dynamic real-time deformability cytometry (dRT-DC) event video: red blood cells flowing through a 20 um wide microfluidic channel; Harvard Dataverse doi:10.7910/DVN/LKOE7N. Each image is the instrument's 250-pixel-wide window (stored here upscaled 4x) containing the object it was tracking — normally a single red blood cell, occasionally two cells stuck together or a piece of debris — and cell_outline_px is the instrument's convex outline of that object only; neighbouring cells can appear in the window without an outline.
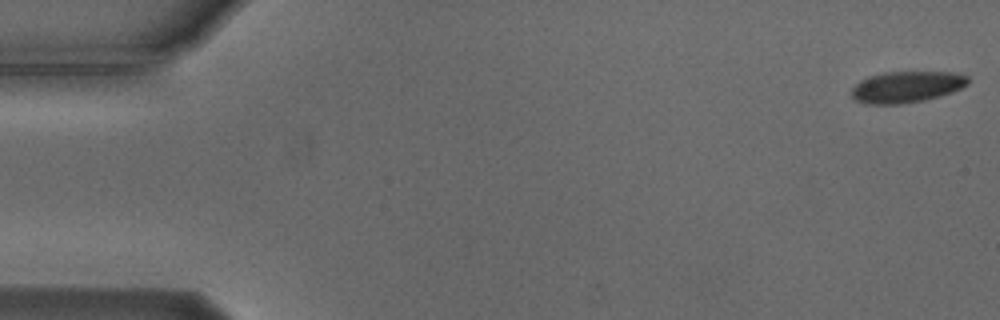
{"species": "Egyptian fruit bat (a non-hibernating species)", "species_latin": "Rousettus aegyptiacus", "temperature_condition": "cold", "stored_images_in_passage": 55, "camera_frame_rate_fps": 3000, "um_per_image_px": 0.085, "animal": {"sex": "male"}, "frame": {"image": 1, "passage_image": 1, "time_ms": 0.0, "image_size_px": [1000, 320], "cell_outline_px": [[968, 84], [952, 92], [940, 96], [924, 100], [900, 104], [864, 104], [856, 100], [852, 96], [852, 88], [860, 80], [868, 76], [884, 72], [952, 72], [968, 76]], "centroid_in_image_um": [77.04, 7.38], "position_along_channel_um": 8.0, "area_um2": 21.27}}
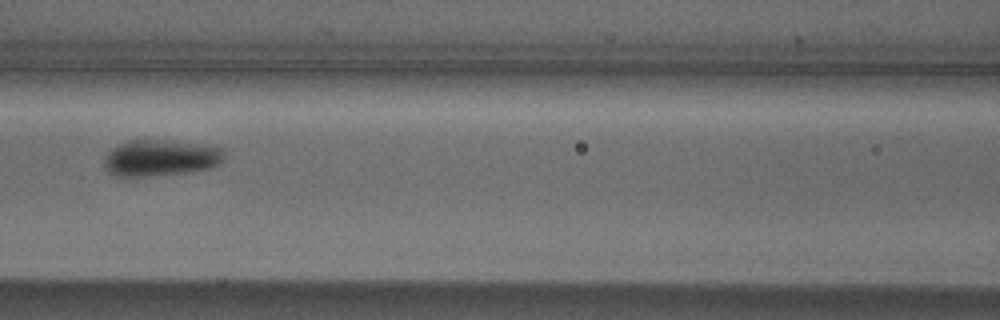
{"frame": {"image": 2, "passage_image": 24, "time_ms": 7.667, "image_size_px": [1000, 320], "cell_outline_px": [[224, 160], [220, 164], [212, 168], [128, 180], [124, 180], [108, 172], [104, 168], [104, 156], [112, 148], [128, 140], [164, 140], [204, 144], [224, 148]], "centroid_in_image_um": [13.6, 13.46], "position_along_channel_um": 153.0, "area_um2": 26.36}}
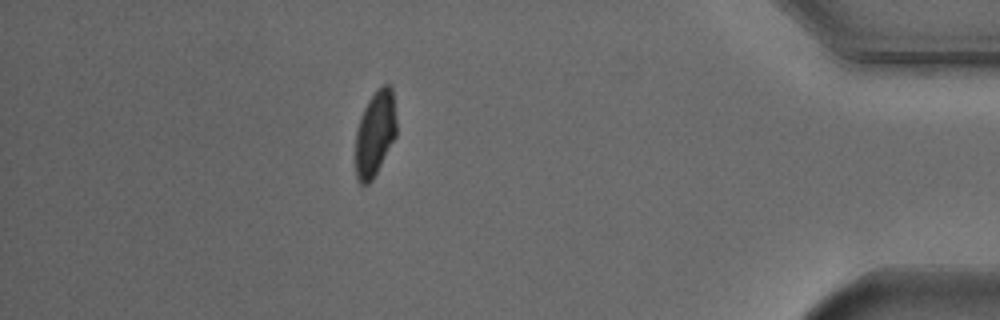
{"frame": {"image": 3, "passage_image": 48, "time_ms": 15.667, "image_size_px": [1000, 320], "cell_outline_px": [[396, 136], [372, 180], [368, 184], [360, 184], [356, 176], [356, 132], [360, 116], [368, 100], [384, 84], [388, 84], [392, 88], [396, 116]], "centroid_in_image_um": [31.88, 11.35], "position_along_channel_um": 403.3, "area_um2": 20.17}, "authors_computed_cell_mechanics": {"area_um2": 22.831, "velocity_mm_per_s": 3.7284, "shape_relaxation_time_tau1_ms": 3.6737, "shape_relaxation_time_tau2_ms": null, "deformation_change_tau1": 0.1364, "deformation_change_tau2": null}}